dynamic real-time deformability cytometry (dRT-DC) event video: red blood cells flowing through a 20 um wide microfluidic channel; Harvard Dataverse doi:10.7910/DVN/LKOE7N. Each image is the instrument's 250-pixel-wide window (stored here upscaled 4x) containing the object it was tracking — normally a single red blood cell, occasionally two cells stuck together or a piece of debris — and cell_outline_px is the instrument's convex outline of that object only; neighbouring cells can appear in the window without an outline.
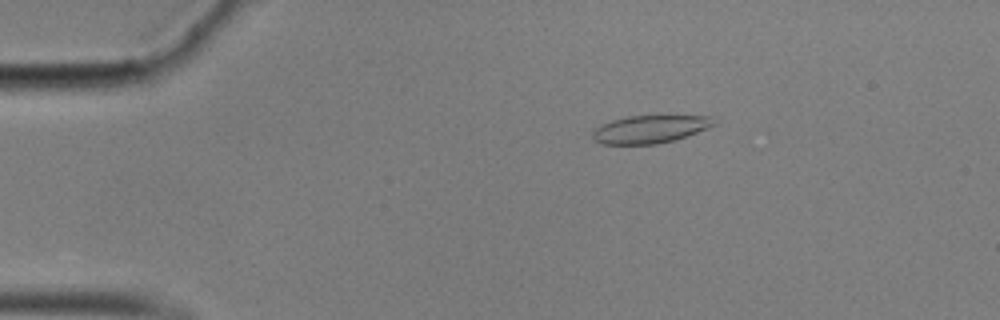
{"species": "common noctule bat (a hibernating species)", "species_latin": "Nyctalus noctula", "temperature_condition": "cold", "stored_images_in_passage": 56, "camera_frame_rate_fps": 3000, "um_per_image_px": 0.085, "animal": {"sex": "male", "body_mass_g": 17.9}, "frame": {"image": 1, "passage_image": 9, "time_ms": 2.667, "image_size_px": [1000, 320], "cell_outline_px": [[716, 124], [676, 140], [656, 144], [600, 144], [592, 140], [592, 132], [596, 128], [612, 120], [628, 116], [712, 116]], "centroid_in_image_um": [55.22, 10.99], "position_along_channel_um": 29.8, "area_um2": 19.54}}
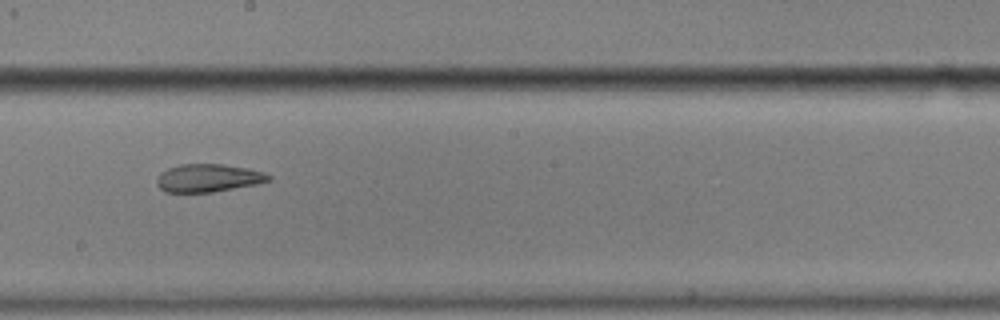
{"frame": {"image": 2, "passage_image": 31, "time_ms": 10.0, "image_size_px": [1000, 320], "cell_outline_px": [[272, 180], [256, 184], [212, 192], [164, 192], [156, 184], [156, 180], [160, 172], [168, 168], [180, 164], [224, 164], [248, 168], [264, 172], [272, 176]], "centroid_in_image_um": [17.7, 15.12], "position_along_channel_um": 230.5, "area_um2": 18.32}}
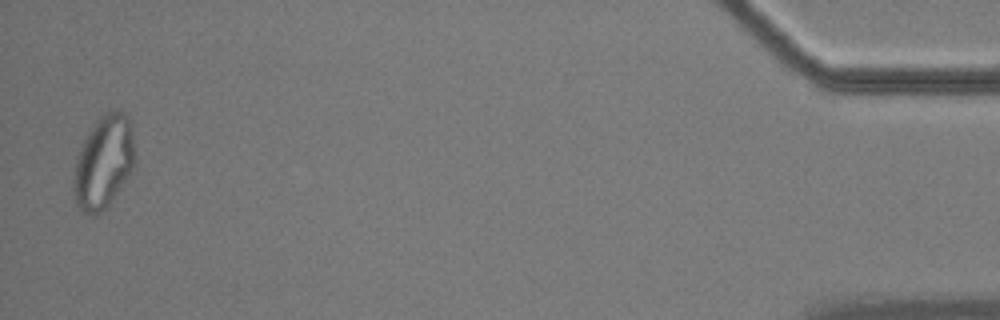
{"frame": {"image": 3, "passage_image": 55, "time_ms": 18.0, "image_size_px": [1000, 320], "cell_outline_px": [[132, 164], [124, 180], [108, 204], [100, 212], [92, 216], [80, 212], [76, 204], [72, 192], [72, 188], [76, 160], [80, 148], [84, 140], [96, 120], [100, 116], [112, 108], [116, 108], [128, 112], [132, 136]], "centroid_in_image_um": [8.74, 13.75], "position_along_channel_um": 426.5, "area_um2": 32.54}, "authors_computed_cell_mechanics": {"area_um2": 20.519, "velocity_mm_per_s": 3.5034, "shape_relaxation_time_tau1_ms": null, "shape_relaxation_time_tau2_ms": 3.1557, "deformation_change_tau1": null, "deformation_change_tau2": 0.0957}}